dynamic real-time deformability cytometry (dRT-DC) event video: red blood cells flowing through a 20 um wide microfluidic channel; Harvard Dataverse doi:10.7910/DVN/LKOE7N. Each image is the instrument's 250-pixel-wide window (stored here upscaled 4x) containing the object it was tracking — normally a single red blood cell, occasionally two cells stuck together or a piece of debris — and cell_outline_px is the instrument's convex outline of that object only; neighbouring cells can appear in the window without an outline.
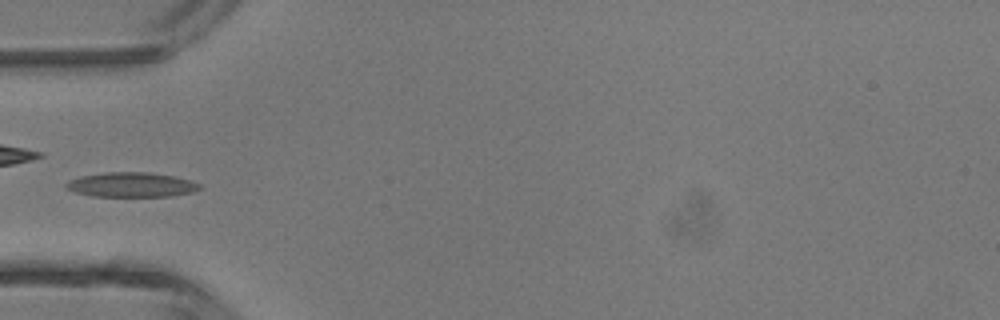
{"species": "common noctule bat (a hibernating species)", "species_latin": "Nyctalus noctula", "temperature_condition": "room temperature", "stored_images_in_passage": 4, "camera_frame_rate_fps": 3000, "um_per_image_px": 0.085, "animal": {"sex": "male", "body_mass_g": 13.3}, "frame": {"image": 1, "passage_image": 4, "time_ms": 3.333, "image_size_px": [1000, 320], "cell_outline_px": [[204, 188], [192, 192], [172, 196], [92, 196], [76, 192], [64, 188], [64, 184], [68, 180], [80, 176], [108, 172], [148, 172], [176, 176], [200, 184]], "centroid_in_image_um": [11.16, 15.7], "position_along_channel_um": 73.8, "area_um2": 19.31}}